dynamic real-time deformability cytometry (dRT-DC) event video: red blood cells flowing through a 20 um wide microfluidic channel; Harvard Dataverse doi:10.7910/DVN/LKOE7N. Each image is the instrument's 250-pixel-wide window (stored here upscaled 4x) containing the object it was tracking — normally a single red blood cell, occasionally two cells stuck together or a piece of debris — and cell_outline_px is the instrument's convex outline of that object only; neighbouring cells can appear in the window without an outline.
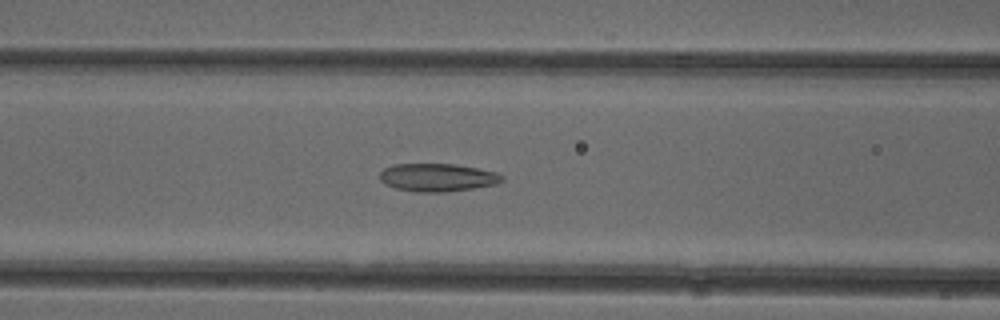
{"species": "common noctule bat (a hibernating species)", "species_latin": "Nyctalus noctula", "temperature_condition": "cold", "stored_images_in_passage": 37, "camera_frame_rate_fps": 3000, "um_per_image_px": 0.085, "animal": {"sex": "female"}, "frame": {"image": 1, "passage_image": 6, "time_ms": 1.667, "image_size_px": [1000, 320], "cell_outline_px": [[504, 180], [496, 184], [448, 192], [416, 192], [396, 188], [380, 180], [380, 172], [384, 168], [392, 164], [456, 164], [496, 172], [504, 176]], "centroid_in_image_um": [37.2, 15.08], "position_along_channel_um": 129.4, "area_um2": 19.88}}
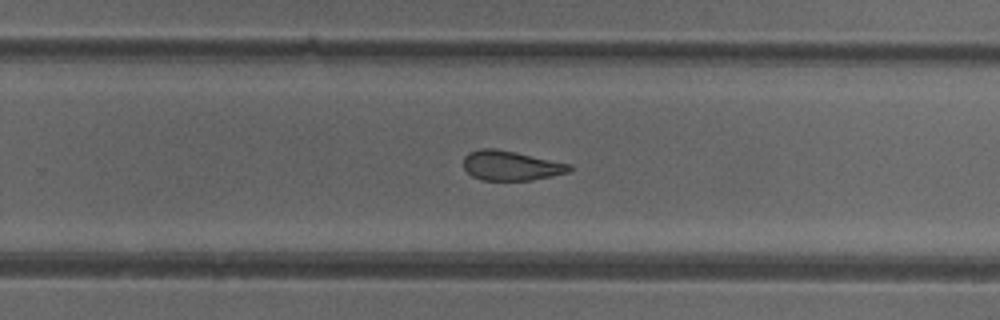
{"frame": {"image": 2, "passage_image": 18, "time_ms": 5.667, "image_size_px": [1000, 320], "cell_outline_px": [[572, 168], [568, 172], [552, 176], [532, 180], [480, 180], [472, 176], [464, 168], [464, 156], [468, 152], [480, 148], [496, 148], [516, 152], [572, 164]], "centroid_in_image_um": [43.42, 14.07], "position_along_channel_um": 286.4, "area_um2": 18.44}}
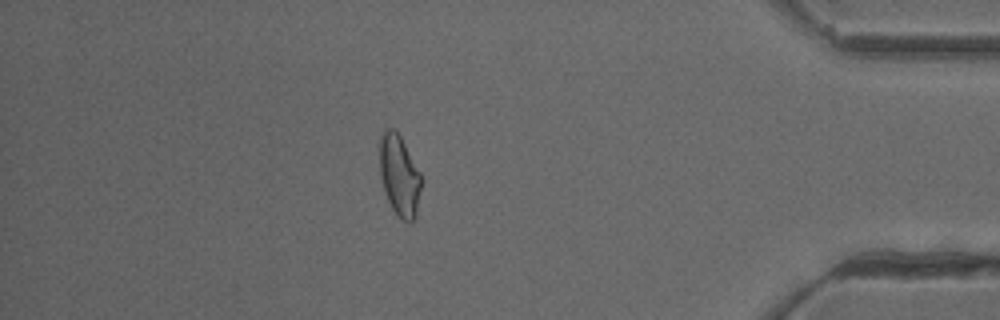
{"frame": {"image": 3, "passage_image": 30, "time_ms": 9.667, "image_size_px": [1000, 320], "cell_outline_px": [[424, 180], [416, 216], [408, 224], [396, 216], [384, 192], [380, 176], [380, 136], [384, 128], [392, 128], [400, 136], [420, 172]], "centroid_in_image_um": [33.97, 14.96], "position_along_channel_um": 401.2, "area_um2": 20.06}, "authors_computed_cell_mechanics": {"area_um2": 19.7676, "velocity_mm_per_s": 3.9308, "shape_relaxation_time_tau1_ms": null, "shape_relaxation_time_tau2_ms": 2.1839, "deformation_change_tau1": null, "deformation_change_tau2": 0.0898}}